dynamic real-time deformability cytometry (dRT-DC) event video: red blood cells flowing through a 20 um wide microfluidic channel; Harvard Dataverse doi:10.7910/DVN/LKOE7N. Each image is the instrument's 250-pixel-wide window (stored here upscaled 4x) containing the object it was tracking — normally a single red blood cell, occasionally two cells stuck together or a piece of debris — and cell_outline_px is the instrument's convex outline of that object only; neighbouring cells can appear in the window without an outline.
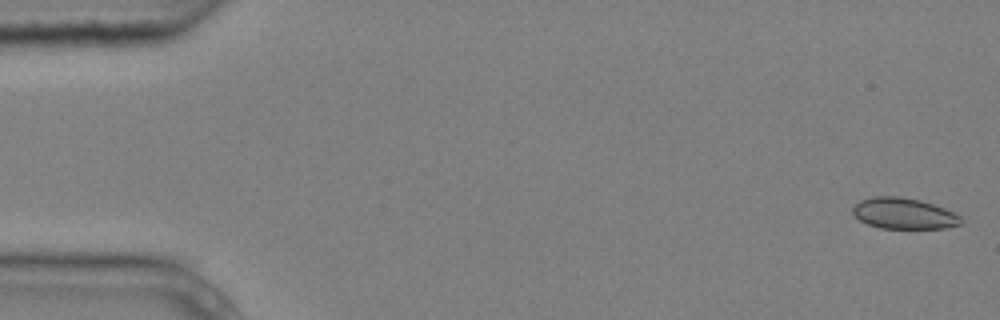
{"species": "common noctule bat (a hibernating species)", "species_latin": "Nyctalus noctula", "temperature_condition": "cold", "stored_images_in_passage": 5, "camera_frame_rate_fps": 3000, "um_per_image_px": 0.085, "animal": {"sex": "male", "body_mass_g": 20.4}, "frame": {"image": 1, "passage_image": 1, "time_ms": 0.0, "image_size_px": [1000, 320], "cell_outline_px": [[960, 224], [944, 228], [880, 228], [868, 224], [860, 220], [852, 212], [852, 208], [860, 200], [872, 196], [900, 196], [920, 200], [944, 208], [960, 216]], "centroid_in_image_um": [76.78, 18.13], "position_along_channel_um": 8.2, "area_um2": 19.36}}
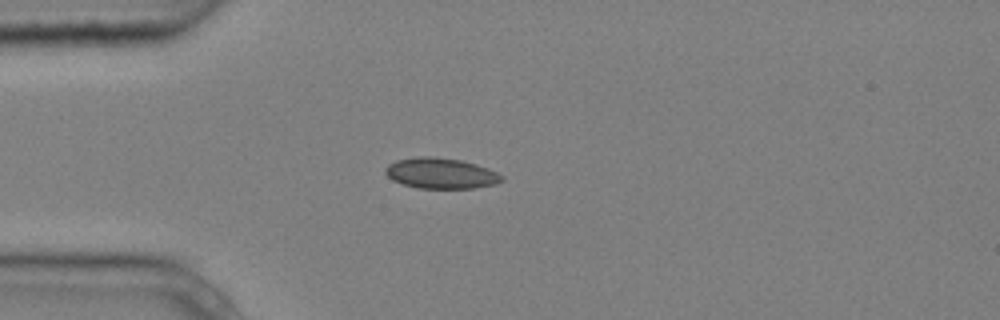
{"frame": {"image": 2, "passage_image": 5, "time_ms": 1.333, "image_size_px": [1000, 320], "cell_outline_px": [[504, 180], [496, 184], [476, 188], [420, 188], [404, 184], [392, 180], [384, 172], [384, 168], [388, 164], [396, 160], [420, 156], [428, 156], [460, 160], [476, 164], [488, 168], [504, 176]], "centroid_in_image_um": [37.48, 14.73], "position_along_channel_um": 47.5, "area_um2": 20.81}}